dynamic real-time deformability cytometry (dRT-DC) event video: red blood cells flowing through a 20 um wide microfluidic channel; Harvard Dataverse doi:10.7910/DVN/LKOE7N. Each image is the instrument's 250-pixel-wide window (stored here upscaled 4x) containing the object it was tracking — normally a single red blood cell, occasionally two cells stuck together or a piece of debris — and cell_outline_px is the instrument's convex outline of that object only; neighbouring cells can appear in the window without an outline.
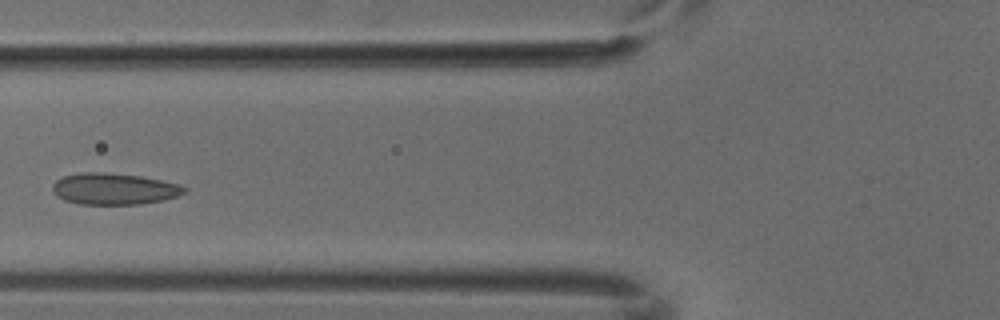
{"species": "common noctule bat (a hibernating species)", "species_latin": "Nyctalus noctula", "temperature_condition": "cold", "stored_images_in_passage": 4, "camera_frame_rate_fps": 3000, "um_per_image_px": 0.085, "animal": {"sex": "male", "body_mass_g": 18.8}, "frame": {"image": 1, "passage_image": 4, "time_ms": 1.0, "image_size_px": [1000, 320], "cell_outline_px": [[188, 192], [176, 196], [160, 200], [140, 204], [80, 204], [64, 200], [56, 196], [52, 192], [52, 184], [56, 180], [64, 176], [80, 172], [104, 172], [140, 176], [180, 184], [188, 188]], "centroid_in_image_um": [9.67, 16.05], "position_along_channel_um": 116.1, "area_um2": 24.22}}